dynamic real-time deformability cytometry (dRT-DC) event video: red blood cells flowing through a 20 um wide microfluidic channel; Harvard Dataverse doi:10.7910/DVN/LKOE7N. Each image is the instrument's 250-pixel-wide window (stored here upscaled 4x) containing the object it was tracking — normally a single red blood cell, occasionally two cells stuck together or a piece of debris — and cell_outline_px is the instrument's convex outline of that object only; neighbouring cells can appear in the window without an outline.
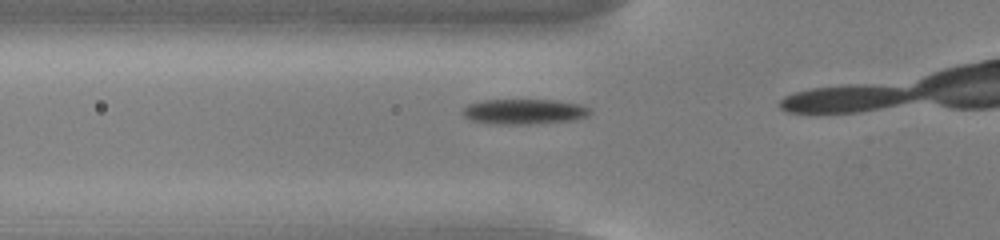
{"species": "common noctule bat (a hibernating species)", "species_latin": "Nyctalus noctula", "temperature_condition": "cold", "stored_images_in_passage": 6, "camera_frame_rate_fps": 3000, "um_per_image_px": 0.085, "animal": {"sex": "male", "body_mass_g": 13.0, "forearm_length_mm": 53.1}, "frame": {"image": 1, "passage_image": 2, "time_ms": 0.333, "image_size_px": [1000, 240], "cell_outline_px": [[592, 112], [588, 116], [572, 120], [536, 124], [488, 124], [468, 120], [460, 112], [468, 104], [484, 100], [556, 100], [580, 104], [592, 108]], "centroid_in_image_um": [44.55, 9.49], "position_along_channel_um": 81.3, "area_um2": 19.07}}
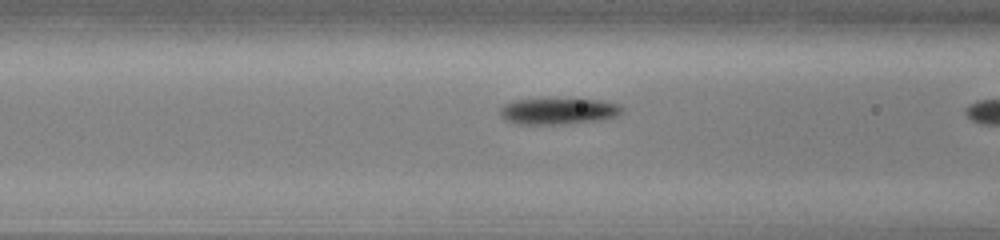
{"frame": {"image": 2, "passage_image": 5, "time_ms": 1.333, "image_size_px": [1000, 240], "cell_outline_px": [[624, 112], [616, 116], [600, 120], [564, 124], [512, 124], [504, 120], [500, 116], [500, 108], [504, 104], [516, 100], [604, 100], [620, 104], [624, 108]], "centroid_in_image_um": [47.47, 9.47], "position_along_channel_um": 119.1, "area_um2": 18.67}}